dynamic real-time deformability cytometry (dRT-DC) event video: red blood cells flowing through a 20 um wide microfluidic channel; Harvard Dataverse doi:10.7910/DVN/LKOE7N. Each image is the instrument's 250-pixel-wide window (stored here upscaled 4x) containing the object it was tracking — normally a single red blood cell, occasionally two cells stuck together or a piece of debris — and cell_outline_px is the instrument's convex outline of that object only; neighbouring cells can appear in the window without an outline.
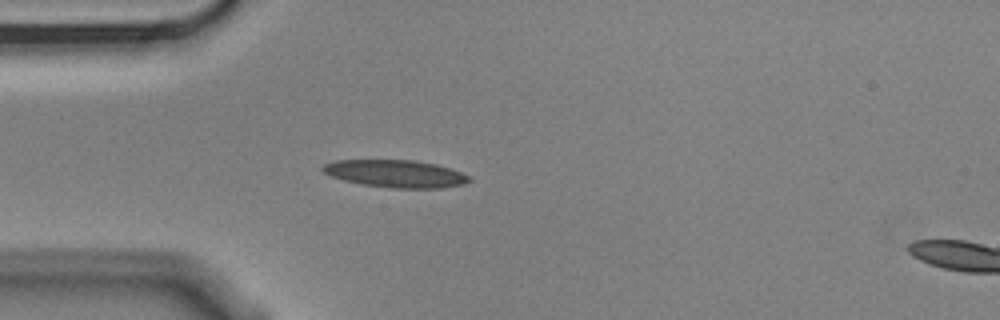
{"species": "Egyptian fruit bat (a non-hibernating species)", "species_latin": "Rousettus aegyptiacus", "temperature_condition": "cold", "stored_images_in_passage": 5, "camera_frame_rate_fps": 3000, "um_per_image_px": 0.085, "animal": {"sex": "male"}, "frame": {"image": 1, "passage_image": 4, "time_ms": 1.0, "image_size_px": [1000, 320], "cell_outline_px": [[472, 180], [464, 184], [440, 188], [392, 188], [364, 184], [344, 180], [332, 176], [324, 172], [320, 168], [324, 164], [336, 160], [416, 160], [436, 164], [460, 172], [468, 176]], "centroid_in_image_um": [33.63, 14.76], "position_along_channel_um": 51.4, "area_um2": 23.24}}